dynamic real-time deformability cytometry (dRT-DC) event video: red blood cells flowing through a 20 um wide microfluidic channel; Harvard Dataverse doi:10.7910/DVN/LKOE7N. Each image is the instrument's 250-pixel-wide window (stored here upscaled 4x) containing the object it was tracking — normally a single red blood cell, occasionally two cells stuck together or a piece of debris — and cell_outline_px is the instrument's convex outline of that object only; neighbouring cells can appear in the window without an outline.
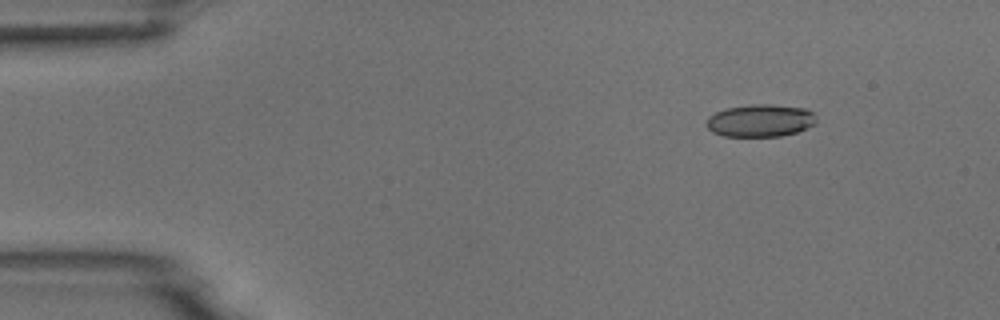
{"species": "common noctule bat (a hibernating species)", "species_latin": "Nyctalus noctula", "temperature_condition": "room temperature", "stored_images_in_passage": 11, "camera_frame_rate_fps": 3000, "um_per_image_px": 0.085, "animal": {"sex": "male", "body_mass_g": 18.8}, "frame": {"image": 1, "passage_image": 2, "time_ms": 2.0, "image_size_px": [1000, 320], "cell_outline_px": [[816, 124], [796, 132], [780, 136], [724, 136], [712, 132], [704, 124], [708, 116], [716, 112], [728, 108], [752, 104], [768, 104], [804, 108], [812, 112], [816, 120]], "centroid_in_image_um": [64.6, 10.25], "position_along_channel_um": 20.4, "area_um2": 20.75}}
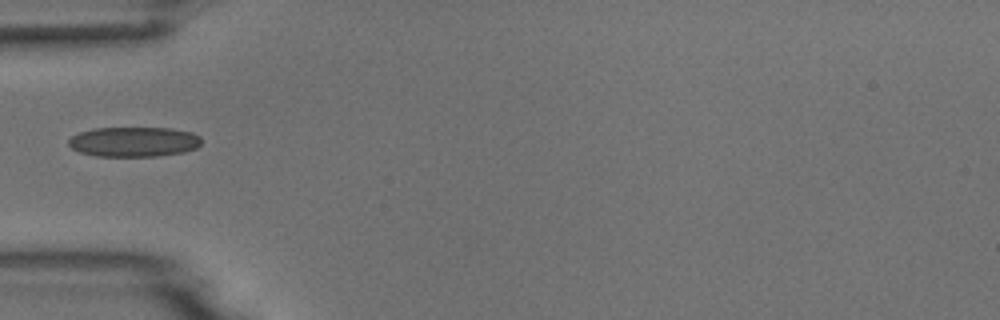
{"frame": {"image": 2, "passage_image": 5, "time_ms": 5.667, "image_size_px": [1000, 320], "cell_outline_px": [[200, 144], [196, 148], [184, 152], [156, 156], [96, 156], [80, 152], [72, 148], [68, 144], [68, 140], [72, 136], [80, 132], [92, 128], [172, 128], [192, 132], [200, 136]], "centroid_in_image_um": [11.38, 12.05], "position_along_channel_um": 73.6, "area_um2": 23.18}}
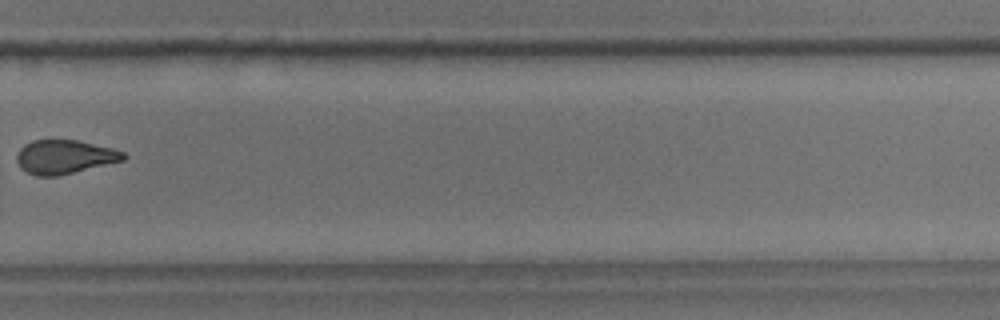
{"frame": {"image": 3, "passage_image": 11, "time_ms": 12.333, "image_size_px": [1000, 320], "cell_outline_px": [[128, 156], [124, 160], [56, 176], [36, 176], [20, 168], [16, 160], [16, 156], [20, 148], [24, 144], [32, 140], [76, 140], [112, 148], [124, 152]], "centroid_in_image_um": [5.46, 13.33], "position_along_channel_um": 324.3, "area_um2": 20.92}}